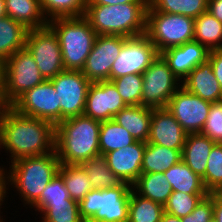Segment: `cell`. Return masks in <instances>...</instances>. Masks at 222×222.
<instances>
[{
  "label": "cell",
  "mask_w": 222,
  "mask_h": 222,
  "mask_svg": "<svg viewBox=\"0 0 222 222\" xmlns=\"http://www.w3.org/2000/svg\"><path fill=\"white\" fill-rule=\"evenodd\" d=\"M208 61L212 65L215 77L222 89V49L210 50Z\"/></svg>",
  "instance_id": "obj_42"
},
{
  "label": "cell",
  "mask_w": 222,
  "mask_h": 222,
  "mask_svg": "<svg viewBox=\"0 0 222 222\" xmlns=\"http://www.w3.org/2000/svg\"><path fill=\"white\" fill-rule=\"evenodd\" d=\"M101 122L84 114L61 121L55 126V152L60 164L80 165L100 155Z\"/></svg>",
  "instance_id": "obj_2"
},
{
  "label": "cell",
  "mask_w": 222,
  "mask_h": 222,
  "mask_svg": "<svg viewBox=\"0 0 222 222\" xmlns=\"http://www.w3.org/2000/svg\"><path fill=\"white\" fill-rule=\"evenodd\" d=\"M186 137L187 133L166 107L153 109L147 143L183 150Z\"/></svg>",
  "instance_id": "obj_17"
},
{
  "label": "cell",
  "mask_w": 222,
  "mask_h": 222,
  "mask_svg": "<svg viewBox=\"0 0 222 222\" xmlns=\"http://www.w3.org/2000/svg\"><path fill=\"white\" fill-rule=\"evenodd\" d=\"M60 99V122L83 115L91 82L81 71L64 70L50 80Z\"/></svg>",
  "instance_id": "obj_13"
},
{
  "label": "cell",
  "mask_w": 222,
  "mask_h": 222,
  "mask_svg": "<svg viewBox=\"0 0 222 222\" xmlns=\"http://www.w3.org/2000/svg\"><path fill=\"white\" fill-rule=\"evenodd\" d=\"M215 144L201 133L187 134L182 150V161L202 178L206 172L209 153Z\"/></svg>",
  "instance_id": "obj_22"
},
{
  "label": "cell",
  "mask_w": 222,
  "mask_h": 222,
  "mask_svg": "<svg viewBox=\"0 0 222 222\" xmlns=\"http://www.w3.org/2000/svg\"><path fill=\"white\" fill-rule=\"evenodd\" d=\"M163 173L173 191L187 194H209L202 178L195 174L182 160Z\"/></svg>",
  "instance_id": "obj_27"
},
{
  "label": "cell",
  "mask_w": 222,
  "mask_h": 222,
  "mask_svg": "<svg viewBox=\"0 0 222 222\" xmlns=\"http://www.w3.org/2000/svg\"><path fill=\"white\" fill-rule=\"evenodd\" d=\"M148 3L87 5L85 19L97 35L132 37L146 31Z\"/></svg>",
  "instance_id": "obj_4"
},
{
  "label": "cell",
  "mask_w": 222,
  "mask_h": 222,
  "mask_svg": "<svg viewBox=\"0 0 222 222\" xmlns=\"http://www.w3.org/2000/svg\"><path fill=\"white\" fill-rule=\"evenodd\" d=\"M124 3H148V0H87V5H117Z\"/></svg>",
  "instance_id": "obj_44"
},
{
  "label": "cell",
  "mask_w": 222,
  "mask_h": 222,
  "mask_svg": "<svg viewBox=\"0 0 222 222\" xmlns=\"http://www.w3.org/2000/svg\"><path fill=\"white\" fill-rule=\"evenodd\" d=\"M60 160L56 152L44 155L23 157L11 164L8 174L4 171V197H6V185L13 184L25 204L34 206L39 200L46 185L58 173ZM7 176V177H6ZM8 182H7V181ZM7 183V184H6Z\"/></svg>",
  "instance_id": "obj_3"
},
{
  "label": "cell",
  "mask_w": 222,
  "mask_h": 222,
  "mask_svg": "<svg viewBox=\"0 0 222 222\" xmlns=\"http://www.w3.org/2000/svg\"><path fill=\"white\" fill-rule=\"evenodd\" d=\"M209 51L222 49V23L208 11L194 19V38Z\"/></svg>",
  "instance_id": "obj_28"
},
{
  "label": "cell",
  "mask_w": 222,
  "mask_h": 222,
  "mask_svg": "<svg viewBox=\"0 0 222 222\" xmlns=\"http://www.w3.org/2000/svg\"><path fill=\"white\" fill-rule=\"evenodd\" d=\"M2 67L5 73L6 95L11 104L26 91L45 81L33 56L26 48L15 52Z\"/></svg>",
  "instance_id": "obj_10"
},
{
  "label": "cell",
  "mask_w": 222,
  "mask_h": 222,
  "mask_svg": "<svg viewBox=\"0 0 222 222\" xmlns=\"http://www.w3.org/2000/svg\"><path fill=\"white\" fill-rule=\"evenodd\" d=\"M145 147V142L136 141L125 148L113 150L104 155L108 167L121 182H126L132 186L137 181L142 173Z\"/></svg>",
  "instance_id": "obj_18"
},
{
  "label": "cell",
  "mask_w": 222,
  "mask_h": 222,
  "mask_svg": "<svg viewBox=\"0 0 222 222\" xmlns=\"http://www.w3.org/2000/svg\"><path fill=\"white\" fill-rule=\"evenodd\" d=\"M124 37L118 35H97L93 48L82 69L91 82L110 81L112 64L119 56Z\"/></svg>",
  "instance_id": "obj_15"
},
{
  "label": "cell",
  "mask_w": 222,
  "mask_h": 222,
  "mask_svg": "<svg viewBox=\"0 0 222 222\" xmlns=\"http://www.w3.org/2000/svg\"><path fill=\"white\" fill-rule=\"evenodd\" d=\"M160 222H182L181 218L170 215L166 212L163 213Z\"/></svg>",
  "instance_id": "obj_47"
},
{
  "label": "cell",
  "mask_w": 222,
  "mask_h": 222,
  "mask_svg": "<svg viewBox=\"0 0 222 222\" xmlns=\"http://www.w3.org/2000/svg\"><path fill=\"white\" fill-rule=\"evenodd\" d=\"M164 206L144 198L131 189L128 222H160Z\"/></svg>",
  "instance_id": "obj_32"
},
{
  "label": "cell",
  "mask_w": 222,
  "mask_h": 222,
  "mask_svg": "<svg viewBox=\"0 0 222 222\" xmlns=\"http://www.w3.org/2000/svg\"><path fill=\"white\" fill-rule=\"evenodd\" d=\"M58 174L63 178L70 198L78 203L93 189L81 165L60 164Z\"/></svg>",
  "instance_id": "obj_29"
},
{
  "label": "cell",
  "mask_w": 222,
  "mask_h": 222,
  "mask_svg": "<svg viewBox=\"0 0 222 222\" xmlns=\"http://www.w3.org/2000/svg\"><path fill=\"white\" fill-rule=\"evenodd\" d=\"M7 11H6V4L5 0H0V18L6 17Z\"/></svg>",
  "instance_id": "obj_49"
},
{
  "label": "cell",
  "mask_w": 222,
  "mask_h": 222,
  "mask_svg": "<svg viewBox=\"0 0 222 222\" xmlns=\"http://www.w3.org/2000/svg\"><path fill=\"white\" fill-rule=\"evenodd\" d=\"M86 171L93 189H108L122 182L108 167L104 155H98L80 164Z\"/></svg>",
  "instance_id": "obj_31"
},
{
  "label": "cell",
  "mask_w": 222,
  "mask_h": 222,
  "mask_svg": "<svg viewBox=\"0 0 222 222\" xmlns=\"http://www.w3.org/2000/svg\"><path fill=\"white\" fill-rule=\"evenodd\" d=\"M132 186L126 182L114 188L92 189L79 202L85 222H128Z\"/></svg>",
  "instance_id": "obj_6"
},
{
  "label": "cell",
  "mask_w": 222,
  "mask_h": 222,
  "mask_svg": "<svg viewBox=\"0 0 222 222\" xmlns=\"http://www.w3.org/2000/svg\"><path fill=\"white\" fill-rule=\"evenodd\" d=\"M127 105L111 81L91 83L83 114L97 121H108Z\"/></svg>",
  "instance_id": "obj_16"
},
{
  "label": "cell",
  "mask_w": 222,
  "mask_h": 222,
  "mask_svg": "<svg viewBox=\"0 0 222 222\" xmlns=\"http://www.w3.org/2000/svg\"><path fill=\"white\" fill-rule=\"evenodd\" d=\"M209 194H187L173 191L164 205V212L179 218L190 214L198 203Z\"/></svg>",
  "instance_id": "obj_38"
},
{
  "label": "cell",
  "mask_w": 222,
  "mask_h": 222,
  "mask_svg": "<svg viewBox=\"0 0 222 222\" xmlns=\"http://www.w3.org/2000/svg\"><path fill=\"white\" fill-rule=\"evenodd\" d=\"M135 142L136 140L131 134L113 119L101 122L99 134V150L101 155L125 148Z\"/></svg>",
  "instance_id": "obj_30"
},
{
  "label": "cell",
  "mask_w": 222,
  "mask_h": 222,
  "mask_svg": "<svg viewBox=\"0 0 222 222\" xmlns=\"http://www.w3.org/2000/svg\"><path fill=\"white\" fill-rule=\"evenodd\" d=\"M182 81V87L203 100L212 103L222 100V89L208 60L196 66Z\"/></svg>",
  "instance_id": "obj_20"
},
{
  "label": "cell",
  "mask_w": 222,
  "mask_h": 222,
  "mask_svg": "<svg viewBox=\"0 0 222 222\" xmlns=\"http://www.w3.org/2000/svg\"><path fill=\"white\" fill-rule=\"evenodd\" d=\"M11 153V163L23 158L55 152V126L27 117L13 108L0 117V147Z\"/></svg>",
  "instance_id": "obj_1"
},
{
  "label": "cell",
  "mask_w": 222,
  "mask_h": 222,
  "mask_svg": "<svg viewBox=\"0 0 222 222\" xmlns=\"http://www.w3.org/2000/svg\"><path fill=\"white\" fill-rule=\"evenodd\" d=\"M153 108L129 105L118 112L113 120L124 127L136 141L147 142Z\"/></svg>",
  "instance_id": "obj_21"
},
{
  "label": "cell",
  "mask_w": 222,
  "mask_h": 222,
  "mask_svg": "<svg viewBox=\"0 0 222 222\" xmlns=\"http://www.w3.org/2000/svg\"><path fill=\"white\" fill-rule=\"evenodd\" d=\"M48 25L59 39L65 70L82 71L97 34L84 16L59 17Z\"/></svg>",
  "instance_id": "obj_5"
},
{
  "label": "cell",
  "mask_w": 222,
  "mask_h": 222,
  "mask_svg": "<svg viewBox=\"0 0 222 222\" xmlns=\"http://www.w3.org/2000/svg\"><path fill=\"white\" fill-rule=\"evenodd\" d=\"M207 11L222 23V0H208Z\"/></svg>",
  "instance_id": "obj_46"
},
{
  "label": "cell",
  "mask_w": 222,
  "mask_h": 222,
  "mask_svg": "<svg viewBox=\"0 0 222 222\" xmlns=\"http://www.w3.org/2000/svg\"><path fill=\"white\" fill-rule=\"evenodd\" d=\"M145 34L160 54L168 48L193 41L194 18L154 11L148 5Z\"/></svg>",
  "instance_id": "obj_7"
},
{
  "label": "cell",
  "mask_w": 222,
  "mask_h": 222,
  "mask_svg": "<svg viewBox=\"0 0 222 222\" xmlns=\"http://www.w3.org/2000/svg\"><path fill=\"white\" fill-rule=\"evenodd\" d=\"M28 29L9 16L0 18V64L24 49Z\"/></svg>",
  "instance_id": "obj_24"
},
{
  "label": "cell",
  "mask_w": 222,
  "mask_h": 222,
  "mask_svg": "<svg viewBox=\"0 0 222 222\" xmlns=\"http://www.w3.org/2000/svg\"><path fill=\"white\" fill-rule=\"evenodd\" d=\"M7 16L22 24L28 30L48 25L40 0H5Z\"/></svg>",
  "instance_id": "obj_23"
},
{
  "label": "cell",
  "mask_w": 222,
  "mask_h": 222,
  "mask_svg": "<svg viewBox=\"0 0 222 222\" xmlns=\"http://www.w3.org/2000/svg\"><path fill=\"white\" fill-rule=\"evenodd\" d=\"M211 103L181 86L170 98L166 108L187 134H194L201 132L207 120Z\"/></svg>",
  "instance_id": "obj_14"
},
{
  "label": "cell",
  "mask_w": 222,
  "mask_h": 222,
  "mask_svg": "<svg viewBox=\"0 0 222 222\" xmlns=\"http://www.w3.org/2000/svg\"><path fill=\"white\" fill-rule=\"evenodd\" d=\"M202 180L209 193L222 191V144L216 143L209 153L206 172Z\"/></svg>",
  "instance_id": "obj_36"
},
{
  "label": "cell",
  "mask_w": 222,
  "mask_h": 222,
  "mask_svg": "<svg viewBox=\"0 0 222 222\" xmlns=\"http://www.w3.org/2000/svg\"><path fill=\"white\" fill-rule=\"evenodd\" d=\"M10 109H12V104L6 95L5 73L2 64H0V117Z\"/></svg>",
  "instance_id": "obj_43"
},
{
  "label": "cell",
  "mask_w": 222,
  "mask_h": 222,
  "mask_svg": "<svg viewBox=\"0 0 222 222\" xmlns=\"http://www.w3.org/2000/svg\"><path fill=\"white\" fill-rule=\"evenodd\" d=\"M213 218L216 222H222V195L213 193Z\"/></svg>",
  "instance_id": "obj_45"
},
{
  "label": "cell",
  "mask_w": 222,
  "mask_h": 222,
  "mask_svg": "<svg viewBox=\"0 0 222 222\" xmlns=\"http://www.w3.org/2000/svg\"><path fill=\"white\" fill-rule=\"evenodd\" d=\"M132 189L140 196L163 206L173 192L167 177L162 172L141 173L137 181L132 185Z\"/></svg>",
  "instance_id": "obj_25"
},
{
  "label": "cell",
  "mask_w": 222,
  "mask_h": 222,
  "mask_svg": "<svg viewBox=\"0 0 222 222\" xmlns=\"http://www.w3.org/2000/svg\"><path fill=\"white\" fill-rule=\"evenodd\" d=\"M127 106L141 105L143 75L129 74L110 80Z\"/></svg>",
  "instance_id": "obj_37"
},
{
  "label": "cell",
  "mask_w": 222,
  "mask_h": 222,
  "mask_svg": "<svg viewBox=\"0 0 222 222\" xmlns=\"http://www.w3.org/2000/svg\"><path fill=\"white\" fill-rule=\"evenodd\" d=\"M148 5L154 11L181 14L195 19L207 11L208 0H148Z\"/></svg>",
  "instance_id": "obj_33"
},
{
  "label": "cell",
  "mask_w": 222,
  "mask_h": 222,
  "mask_svg": "<svg viewBox=\"0 0 222 222\" xmlns=\"http://www.w3.org/2000/svg\"><path fill=\"white\" fill-rule=\"evenodd\" d=\"M42 222H85L79 211V203L74 200L48 203L41 211Z\"/></svg>",
  "instance_id": "obj_35"
},
{
  "label": "cell",
  "mask_w": 222,
  "mask_h": 222,
  "mask_svg": "<svg viewBox=\"0 0 222 222\" xmlns=\"http://www.w3.org/2000/svg\"><path fill=\"white\" fill-rule=\"evenodd\" d=\"M72 200L64 185L63 178L57 173L54 178L46 185L41 193L40 200L33 206L35 211H41L48 203L65 202Z\"/></svg>",
  "instance_id": "obj_39"
},
{
  "label": "cell",
  "mask_w": 222,
  "mask_h": 222,
  "mask_svg": "<svg viewBox=\"0 0 222 222\" xmlns=\"http://www.w3.org/2000/svg\"><path fill=\"white\" fill-rule=\"evenodd\" d=\"M12 108L21 115L45 120L54 126L60 123V99L50 80L26 91Z\"/></svg>",
  "instance_id": "obj_12"
},
{
  "label": "cell",
  "mask_w": 222,
  "mask_h": 222,
  "mask_svg": "<svg viewBox=\"0 0 222 222\" xmlns=\"http://www.w3.org/2000/svg\"><path fill=\"white\" fill-rule=\"evenodd\" d=\"M25 48L31 53L45 80L64 71L59 39L49 26L28 30Z\"/></svg>",
  "instance_id": "obj_8"
},
{
  "label": "cell",
  "mask_w": 222,
  "mask_h": 222,
  "mask_svg": "<svg viewBox=\"0 0 222 222\" xmlns=\"http://www.w3.org/2000/svg\"><path fill=\"white\" fill-rule=\"evenodd\" d=\"M213 218V193L203 198L195 209L187 216L181 217L182 222H209Z\"/></svg>",
  "instance_id": "obj_41"
},
{
  "label": "cell",
  "mask_w": 222,
  "mask_h": 222,
  "mask_svg": "<svg viewBox=\"0 0 222 222\" xmlns=\"http://www.w3.org/2000/svg\"><path fill=\"white\" fill-rule=\"evenodd\" d=\"M4 175V169L0 168V205H2V202L4 201L3 198L4 197V180H3V176Z\"/></svg>",
  "instance_id": "obj_48"
},
{
  "label": "cell",
  "mask_w": 222,
  "mask_h": 222,
  "mask_svg": "<svg viewBox=\"0 0 222 222\" xmlns=\"http://www.w3.org/2000/svg\"><path fill=\"white\" fill-rule=\"evenodd\" d=\"M209 222H216L214 218H212Z\"/></svg>",
  "instance_id": "obj_50"
},
{
  "label": "cell",
  "mask_w": 222,
  "mask_h": 222,
  "mask_svg": "<svg viewBox=\"0 0 222 222\" xmlns=\"http://www.w3.org/2000/svg\"><path fill=\"white\" fill-rule=\"evenodd\" d=\"M200 133L213 142L222 144V100L211 103L207 120Z\"/></svg>",
  "instance_id": "obj_40"
},
{
  "label": "cell",
  "mask_w": 222,
  "mask_h": 222,
  "mask_svg": "<svg viewBox=\"0 0 222 222\" xmlns=\"http://www.w3.org/2000/svg\"><path fill=\"white\" fill-rule=\"evenodd\" d=\"M159 56L147 35L124 37L119 56L112 64L110 80L129 74H142Z\"/></svg>",
  "instance_id": "obj_11"
},
{
  "label": "cell",
  "mask_w": 222,
  "mask_h": 222,
  "mask_svg": "<svg viewBox=\"0 0 222 222\" xmlns=\"http://www.w3.org/2000/svg\"><path fill=\"white\" fill-rule=\"evenodd\" d=\"M182 160V150L146 142L143 154L142 173L165 172Z\"/></svg>",
  "instance_id": "obj_26"
},
{
  "label": "cell",
  "mask_w": 222,
  "mask_h": 222,
  "mask_svg": "<svg viewBox=\"0 0 222 222\" xmlns=\"http://www.w3.org/2000/svg\"><path fill=\"white\" fill-rule=\"evenodd\" d=\"M142 75V106L153 109L165 108L178 87H181L178 83L180 80L172 73L168 63L160 54Z\"/></svg>",
  "instance_id": "obj_9"
},
{
  "label": "cell",
  "mask_w": 222,
  "mask_h": 222,
  "mask_svg": "<svg viewBox=\"0 0 222 222\" xmlns=\"http://www.w3.org/2000/svg\"><path fill=\"white\" fill-rule=\"evenodd\" d=\"M40 3L48 21L59 17L84 16L87 6V0H40Z\"/></svg>",
  "instance_id": "obj_34"
},
{
  "label": "cell",
  "mask_w": 222,
  "mask_h": 222,
  "mask_svg": "<svg viewBox=\"0 0 222 222\" xmlns=\"http://www.w3.org/2000/svg\"><path fill=\"white\" fill-rule=\"evenodd\" d=\"M168 63L172 73L182 82L196 66L208 60L209 50L196 41L171 47L160 53Z\"/></svg>",
  "instance_id": "obj_19"
}]
</instances>
